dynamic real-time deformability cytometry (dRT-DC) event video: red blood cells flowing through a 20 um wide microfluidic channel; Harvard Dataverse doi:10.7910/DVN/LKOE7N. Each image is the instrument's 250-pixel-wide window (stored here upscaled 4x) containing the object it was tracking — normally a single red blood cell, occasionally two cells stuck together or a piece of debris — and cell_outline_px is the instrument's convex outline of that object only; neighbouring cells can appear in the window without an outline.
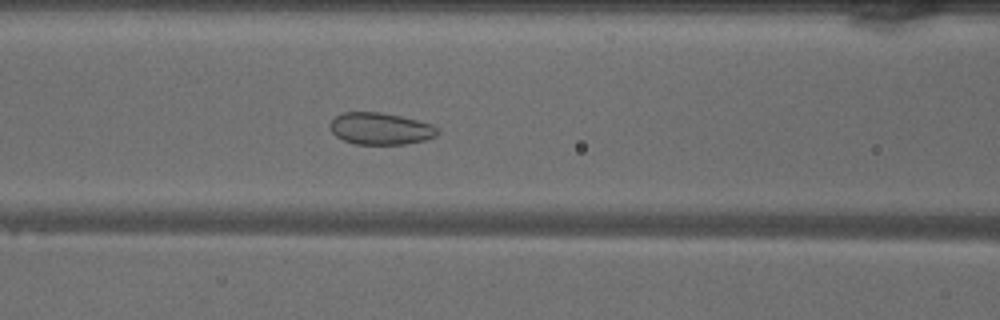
{"species": "common noctule bat (a hibernating species)", "species_latin": "Nyctalus noctula", "temperature_condition": "warm", "stored_images_in_passage": 33, "camera_frame_rate_fps": 3000, "um_per_image_px": 0.085, "animal": {"sex": "male", "body_mass_g": 18.8}, "frame": {"image": 1, "passage_image": 20, "time_ms": 6.333, "image_size_px": [1000, 320], "cell_outline_px": [[440, 132], [436, 136], [424, 140], [404, 144], [356, 144], [344, 140], [336, 136], [332, 132], [328, 124], [336, 116], [344, 112], [380, 112], [400, 116], [432, 124], [440, 128]], "centroid_in_image_um": [32.35, 10.93], "position_along_channel_um": 134.2, "area_um2": 20.0}}
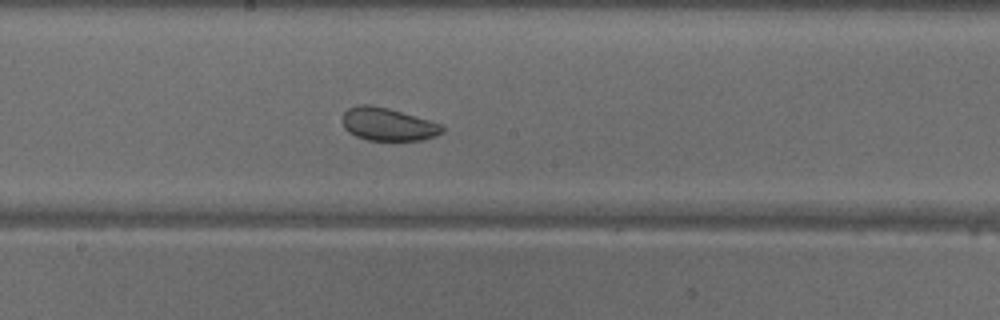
{"frame": {"image": 2, "passage_image": 26, "time_ms": 8.333, "image_size_px": [1000, 320], "cell_outline_px": [[444, 132], [436, 136], [420, 140], [368, 140], [356, 136], [348, 132], [344, 128], [344, 112], [348, 108], [356, 104], [368, 104], [388, 108], [428, 120], [440, 124], [444, 128]], "centroid_in_image_um": [32.96, 10.56], "position_along_channel_um": 215.2, "area_um2": 18.96}}
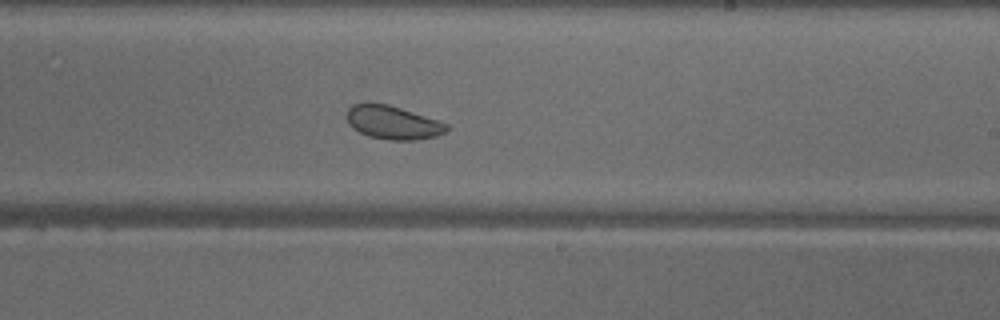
{"frame": {"image": 3, "passage_image": 29, "time_ms": 9.333, "image_size_px": [1000, 320], "cell_outline_px": [[448, 128], [444, 132], [436, 136], [416, 140], [388, 140], [368, 136], [352, 128], [348, 124], [348, 108], [352, 104], [368, 100], [388, 104], [440, 120], [448, 124]], "centroid_in_image_um": [33.36, 10.38], "position_along_channel_um": 255.6, "area_um2": 19.88}}